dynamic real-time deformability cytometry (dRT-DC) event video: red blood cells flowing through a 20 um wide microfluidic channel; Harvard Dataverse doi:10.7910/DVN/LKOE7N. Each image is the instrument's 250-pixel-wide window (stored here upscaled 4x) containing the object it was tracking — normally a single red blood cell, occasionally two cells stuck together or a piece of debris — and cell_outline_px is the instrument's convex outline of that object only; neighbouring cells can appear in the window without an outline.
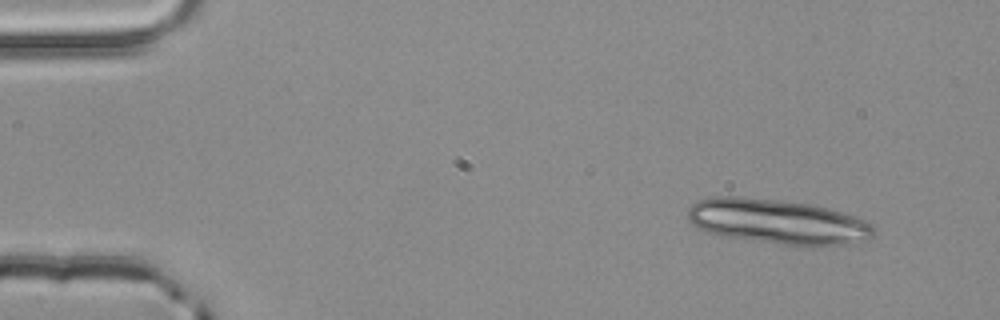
{"species": "common noctule bat (a hibernating species)", "species_latin": "Nyctalus noctula", "temperature_condition": "room temperature", "stored_images_in_passage": 3, "camera_frame_rate_fps": 3000, "um_per_image_px": 0.085, "animal": {"sex": "male", "body_mass_g": 20.4}, "frame": {"image": 1, "passage_image": 1, "time_ms": 0.0, "image_size_px": [1000, 320], "cell_outline_px": [[876, 236], [860, 244], [804, 248], [724, 236], [708, 232], [696, 228], [688, 220], [688, 208], [692, 204], [700, 200], [716, 196], [740, 196], [812, 204], [828, 208], [864, 220], [872, 224], [876, 228]], "centroid_in_image_um": [66.19, 18.88], "position_along_channel_um": 18.8, "area_um2": 49.71}}